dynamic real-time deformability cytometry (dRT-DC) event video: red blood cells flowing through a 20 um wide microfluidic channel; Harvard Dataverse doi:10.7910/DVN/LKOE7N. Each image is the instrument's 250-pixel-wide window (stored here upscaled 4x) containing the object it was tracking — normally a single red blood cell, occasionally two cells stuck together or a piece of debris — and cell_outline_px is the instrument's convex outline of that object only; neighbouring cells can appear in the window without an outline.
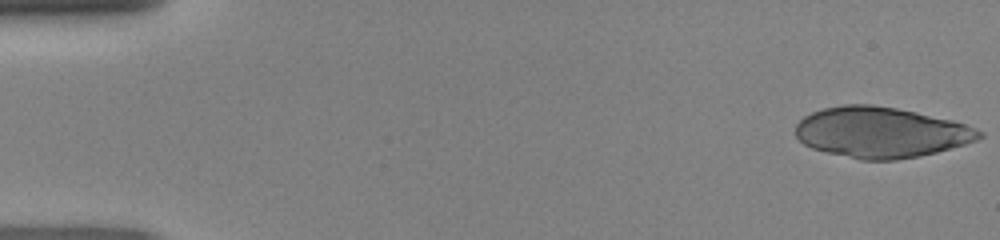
{"species": "human", "species_latin": "Homo sapiens", "temperature_condition": "room temperature", "stored_images_in_passage": 46, "segment_of_instrument_passage": [1, 2], "camera_frame_rate_fps": 3000, "um_per_image_px": 0.085, "donor": {"sex": "female"}, "frame": {"image": 1, "passage_image": 1, "time_ms": 0.0, "image_size_px": [1000, 240], "cell_outline_px": [[984, 136], [976, 140], [964, 144], [936, 152], [920, 156], [896, 160], [860, 160], [812, 148], [804, 144], [796, 136], [796, 124], [804, 116], [812, 112], [824, 108], [844, 104], [872, 104], [896, 108], [916, 112], [952, 120], [976, 128], [984, 132]], "centroid_in_image_um": [74.88, 11.25], "position_along_channel_um": 10.1, "area_um2": 54.1}}